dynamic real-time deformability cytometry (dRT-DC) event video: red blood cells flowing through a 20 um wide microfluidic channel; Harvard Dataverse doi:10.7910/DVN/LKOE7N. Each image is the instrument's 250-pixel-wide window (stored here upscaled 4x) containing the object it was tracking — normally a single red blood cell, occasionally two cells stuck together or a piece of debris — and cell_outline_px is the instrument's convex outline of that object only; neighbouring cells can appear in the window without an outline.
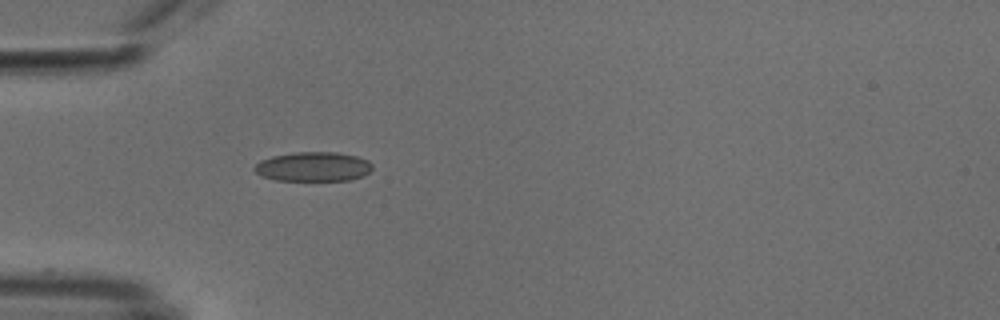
{"species": "common noctule bat (a hibernating species)", "species_latin": "Nyctalus noctula", "temperature_condition": "cold", "stored_images_in_passage": 11, "camera_frame_rate_fps": 3000, "um_per_image_px": 0.085, "animal": {"sex": "male", "body_mass_g": 18.8}, "frame": {"image": 1, "passage_image": 1, "time_ms": 0.0, "image_size_px": [1000, 320], "cell_outline_px": [[372, 168], [364, 176], [348, 180], [276, 180], [260, 176], [252, 168], [260, 160], [272, 156], [292, 152], [336, 152], [356, 156], [368, 160], [372, 164]], "centroid_in_image_um": [26.6, 14.16], "position_along_channel_um": 58.4, "area_um2": 20.29}}
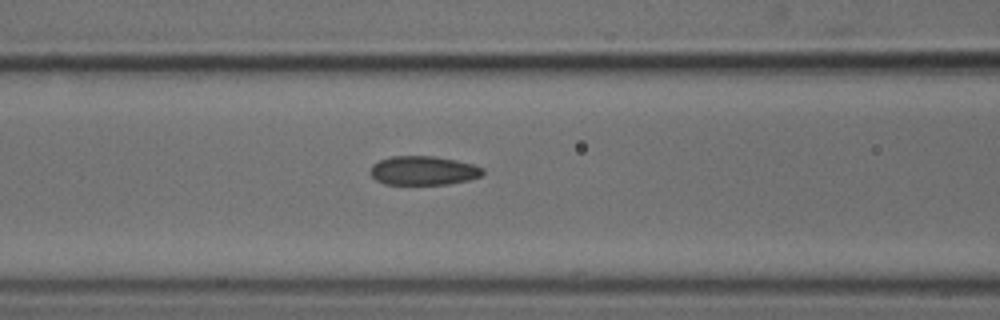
{"frame": {"image": 2, "passage_image": 7, "time_ms": 2.0, "image_size_px": [1000, 320], "cell_outline_px": [[484, 172], [480, 176], [468, 180], [448, 184], [384, 184], [376, 180], [368, 172], [372, 164], [380, 160], [392, 156], [436, 156], [456, 160], [472, 164], [484, 168]], "centroid_in_image_um": [35.96, 14.49], "position_along_channel_um": 130.6, "area_um2": 19.07}}
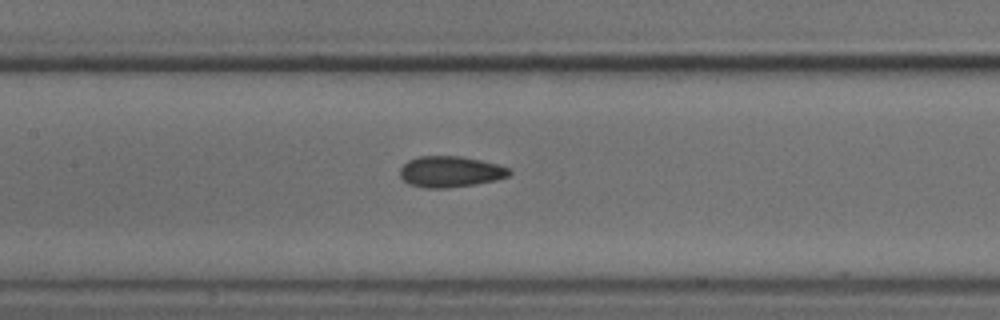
{"frame": {"image": 3, "passage_image": 10, "time_ms": 3.0, "image_size_px": [1000, 320], "cell_outline_px": [[512, 172], [508, 176], [496, 180], [476, 184], [448, 188], [424, 188], [408, 184], [400, 176], [400, 168], [408, 160], [420, 156], [460, 156], [480, 160], [512, 168]], "centroid_in_image_um": [38.28, 14.6], "position_along_channel_um": 169.1, "area_um2": 19.88}}